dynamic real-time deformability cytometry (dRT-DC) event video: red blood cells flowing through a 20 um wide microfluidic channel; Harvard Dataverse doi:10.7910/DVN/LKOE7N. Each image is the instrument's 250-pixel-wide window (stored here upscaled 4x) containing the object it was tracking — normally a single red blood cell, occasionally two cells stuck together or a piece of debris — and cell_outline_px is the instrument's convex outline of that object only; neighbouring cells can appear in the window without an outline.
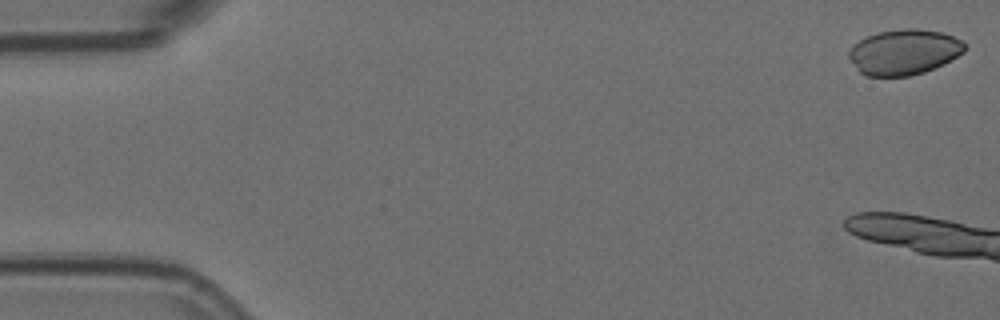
{"species": "Egyptian fruit bat (a non-hibernating species)", "species_latin": "Rousettus aegyptiacus", "temperature_condition": "room temperature", "stored_images_in_passage": 6, "camera_frame_rate_fps": 3000, "um_per_image_px": 0.085, "animal": {"sex": "female"}, "frame": {"image": 1, "passage_image": 1, "time_ms": 0.0, "image_size_px": [1000, 320], "cell_outline_px": [[968, 48], [964, 52], [924, 72], [908, 76], [868, 76], [860, 72], [848, 56], [848, 52], [852, 44], [876, 32], [900, 28], [916, 28], [940, 32], [952, 36], [960, 40]], "centroid_in_image_um": [76.8, 4.4], "position_along_channel_um": 8.2, "area_um2": 30.4}}
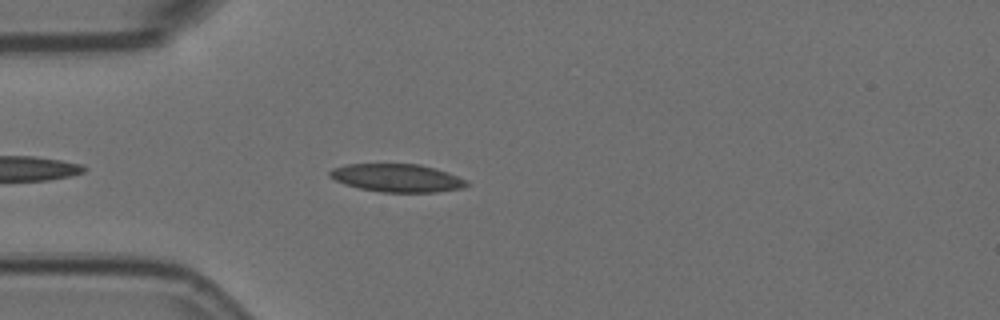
{"frame": {"image": 2, "passage_image": 6, "time_ms": 1.667, "image_size_px": [1000, 320], "cell_outline_px": [[468, 184], [464, 188], [436, 192], [380, 192], [360, 188], [344, 184], [328, 176], [328, 172], [332, 168], [344, 164], [420, 164], [436, 168], [448, 172], [468, 180]], "centroid_in_image_um": [33.75, 15.12], "position_along_channel_um": 51.2, "area_um2": 22.54}}